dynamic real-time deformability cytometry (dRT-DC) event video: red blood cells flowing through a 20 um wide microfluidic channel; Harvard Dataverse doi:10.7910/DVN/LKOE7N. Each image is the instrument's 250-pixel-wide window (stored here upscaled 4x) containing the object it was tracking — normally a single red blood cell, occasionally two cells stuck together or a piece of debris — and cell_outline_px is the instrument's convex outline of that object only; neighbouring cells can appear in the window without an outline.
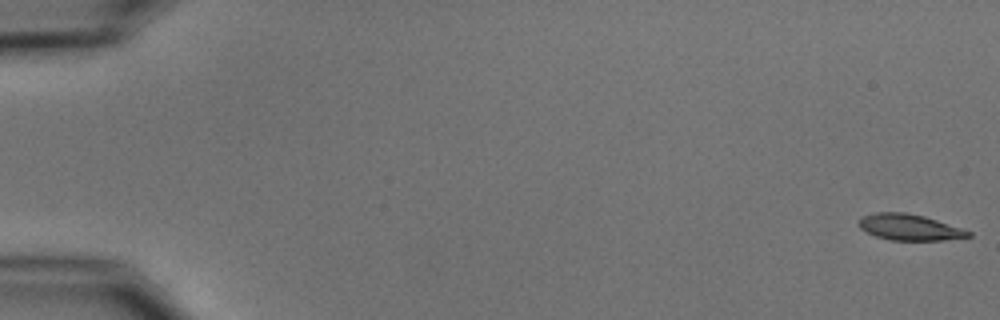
{"species": "common noctule bat (a hibernating species)", "species_latin": "Nyctalus noctula", "temperature_condition": "cold", "stored_images_in_passage": 6, "camera_frame_rate_fps": 3000, "um_per_image_px": 0.085, "animal": {"sex": "male", "body_mass_g": 15.6}, "frame": {"image": 1, "passage_image": 1, "time_ms": 0.0, "image_size_px": [1000, 320], "cell_outline_px": [[972, 236], [940, 240], [892, 240], [876, 236], [860, 228], [860, 216], [876, 212], [904, 212], [924, 216], [972, 232]], "centroid_in_image_um": [77.28, 19.31], "position_along_channel_um": 7.7, "area_um2": 16.36}}
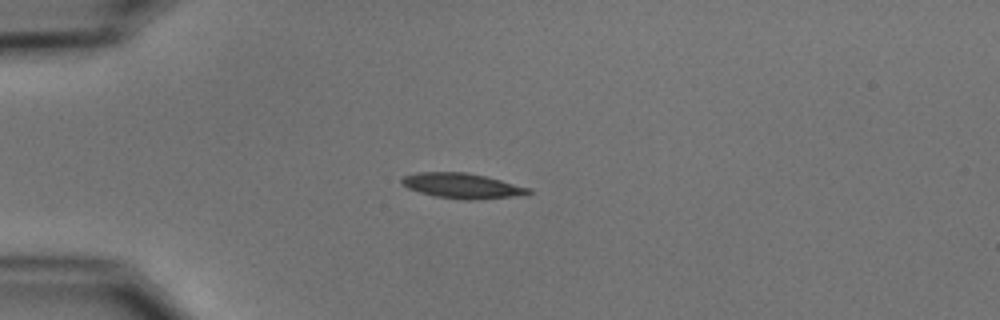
{"frame": {"image": 2, "passage_image": 5, "time_ms": 4.667, "image_size_px": [1000, 320], "cell_outline_px": [[532, 192], [512, 196], [468, 200], [464, 200], [432, 196], [408, 188], [400, 184], [400, 180], [404, 176], [416, 172], [468, 172], [488, 176], [532, 188]], "centroid_in_image_um": [39.25, 15.77], "position_along_channel_um": 45.7, "area_um2": 18.73}}